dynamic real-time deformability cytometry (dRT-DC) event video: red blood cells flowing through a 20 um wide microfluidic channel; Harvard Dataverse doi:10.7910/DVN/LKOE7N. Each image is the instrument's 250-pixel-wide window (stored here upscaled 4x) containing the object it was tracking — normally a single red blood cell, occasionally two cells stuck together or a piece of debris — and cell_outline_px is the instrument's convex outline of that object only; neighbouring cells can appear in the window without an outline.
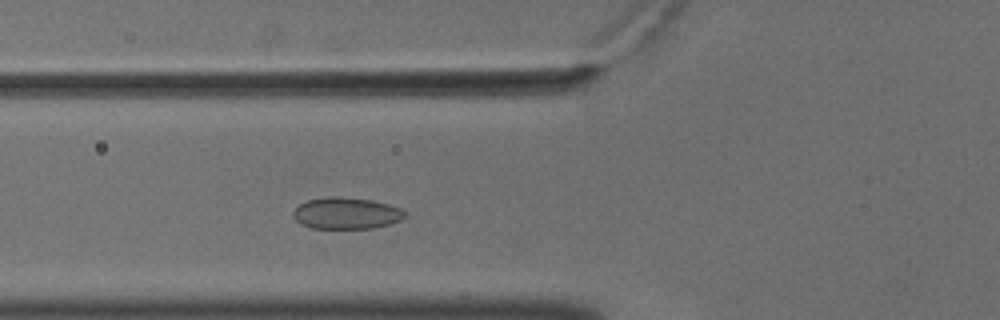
{"species": "common noctule bat (a hibernating species)", "species_latin": "Nyctalus noctula", "temperature_condition": "cold", "stored_images_in_passage": 47, "camera_frame_rate_fps": 3000, "um_per_image_px": 0.085, "animal": {"sex": "male", "body_mass_g": 18.8}, "frame": {"image": 1, "passage_image": 12, "time_ms": 3.667, "image_size_px": [1000, 320], "cell_outline_px": [[408, 216], [400, 220], [388, 224], [372, 228], [312, 228], [300, 224], [292, 216], [292, 212], [300, 204], [308, 200], [328, 196], [340, 196], [372, 200], [388, 204], [400, 208]], "centroid_in_image_um": [29.42, 18.12], "position_along_channel_um": 96.4, "area_um2": 20.58}}
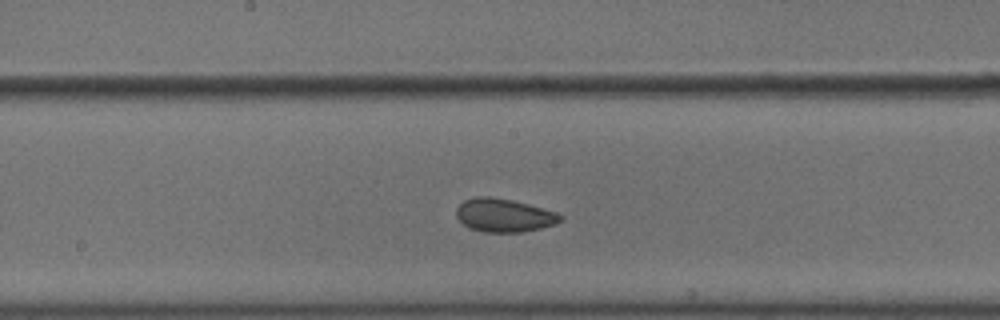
{"frame": {"image": 2, "passage_image": 21, "time_ms": 6.667, "image_size_px": [1000, 320], "cell_outline_px": [[564, 216], [556, 224], [540, 228], [520, 232], [484, 232], [468, 228], [456, 216], [456, 208], [464, 200], [476, 196], [492, 196], [512, 200], [528, 204], [556, 212]], "centroid_in_image_um": [42.82, 18.29], "position_along_channel_um": 205.4, "area_um2": 20.23}}
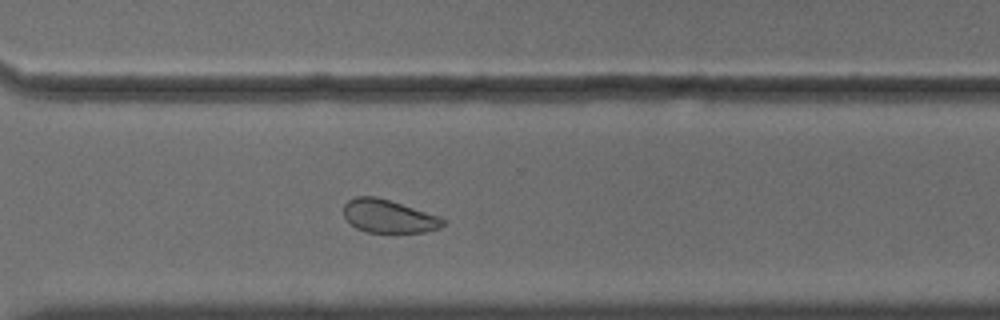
{"frame": {"image": 3, "passage_image": 32, "time_ms": 10.333, "image_size_px": [1000, 320], "cell_outline_px": [[448, 220], [440, 228], [424, 232], [364, 232], [356, 228], [344, 216], [344, 204], [348, 200], [356, 196], [376, 196], [440, 216]], "centroid_in_image_um": [33.05, 18.38], "position_along_channel_um": 337.6, "area_um2": 19.19}, "authors_computed_cell_mechanics": {"area_um2": 20.7502, "velocity_mm_per_s": 3.6168, "shape_relaxation_time_tau1_ms": 3.1574, "shape_relaxation_time_tau2_ms": 2.7273, "deformation_change_tau1": 0.0411, "deformation_change_tau2": 0.0616}}